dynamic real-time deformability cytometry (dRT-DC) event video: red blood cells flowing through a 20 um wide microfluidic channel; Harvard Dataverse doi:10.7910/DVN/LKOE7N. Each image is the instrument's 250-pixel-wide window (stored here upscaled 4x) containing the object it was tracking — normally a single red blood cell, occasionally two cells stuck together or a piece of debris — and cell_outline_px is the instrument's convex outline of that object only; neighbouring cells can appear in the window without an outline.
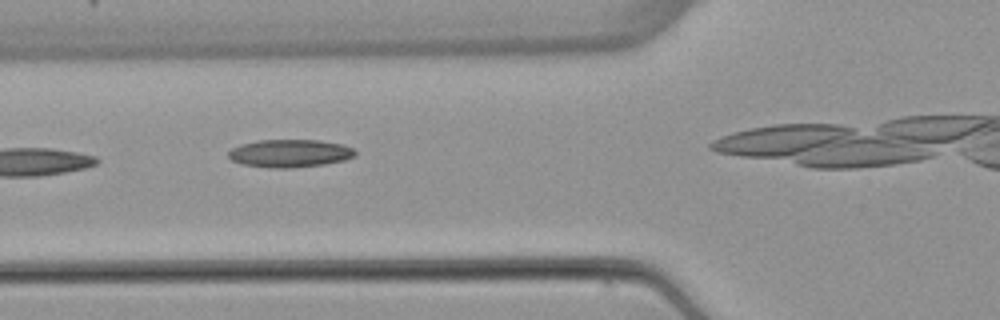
{"species": "common noctule bat (a hibernating species)", "species_latin": "Nyctalus noctula", "temperature_condition": "warm", "stored_images_in_passage": 4, "camera_frame_rate_fps": 3000, "um_per_image_px": 0.085, "animal": {"sex": "female", "body_mass_g": 22.7, "forearm_length_mm": 54.2}, "frame": {"image": 1, "passage_image": 2, "time_ms": 1.0, "image_size_px": [1000, 320], "cell_outline_px": [[356, 156], [344, 160], [324, 164], [292, 168], [272, 168], [240, 164], [232, 160], [228, 156], [228, 152], [232, 148], [240, 144], [260, 140], [320, 140], [344, 144], [352, 148], [356, 152]], "centroid_in_image_um": [24.64, 13.03], "position_along_channel_um": 101.2, "area_um2": 20.69}}